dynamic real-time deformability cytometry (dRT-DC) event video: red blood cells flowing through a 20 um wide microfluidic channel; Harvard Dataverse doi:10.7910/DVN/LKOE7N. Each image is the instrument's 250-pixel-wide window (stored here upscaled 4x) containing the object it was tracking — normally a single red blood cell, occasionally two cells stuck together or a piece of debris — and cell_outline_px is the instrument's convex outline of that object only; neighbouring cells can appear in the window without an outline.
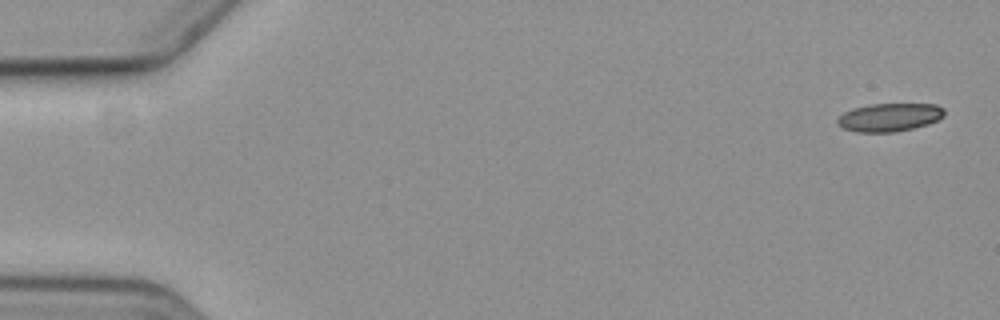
{"species": "common noctule bat (a hibernating species)", "species_latin": "Nyctalus noctula", "temperature_condition": "cold", "stored_images_in_passage": 6, "camera_frame_rate_fps": 3000, "um_per_image_px": 0.085, "animal": {"sex": "female", "body_mass_g": 19.3, "forearm_length_mm": 54.1}, "frame": {"image": 1, "passage_image": 1, "time_ms": 0.0, "image_size_px": [1000, 320], "cell_outline_px": [[944, 116], [928, 124], [896, 132], [856, 132], [844, 128], [836, 124], [836, 120], [844, 112], [852, 108], [872, 104], [936, 104], [944, 108]], "centroid_in_image_um": [75.59, 9.97], "position_along_channel_um": 9.4, "area_um2": 17.57}}
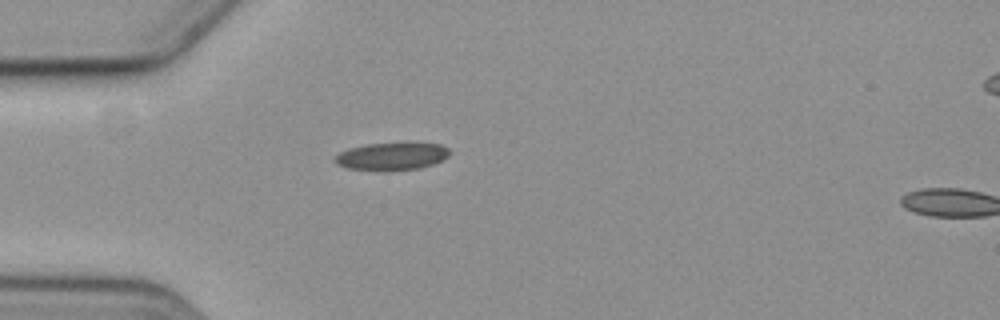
{"frame": {"image": 2, "passage_image": 5, "time_ms": 5.0, "image_size_px": [1000, 320], "cell_outline_px": [[452, 152], [444, 160], [420, 168], [388, 172], [384, 172], [348, 168], [336, 164], [332, 160], [340, 152], [348, 148], [364, 144], [440, 144], [448, 148]], "centroid_in_image_um": [33.27, 13.32], "position_along_channel_um": 51.7, "area_um2": 18.61}}